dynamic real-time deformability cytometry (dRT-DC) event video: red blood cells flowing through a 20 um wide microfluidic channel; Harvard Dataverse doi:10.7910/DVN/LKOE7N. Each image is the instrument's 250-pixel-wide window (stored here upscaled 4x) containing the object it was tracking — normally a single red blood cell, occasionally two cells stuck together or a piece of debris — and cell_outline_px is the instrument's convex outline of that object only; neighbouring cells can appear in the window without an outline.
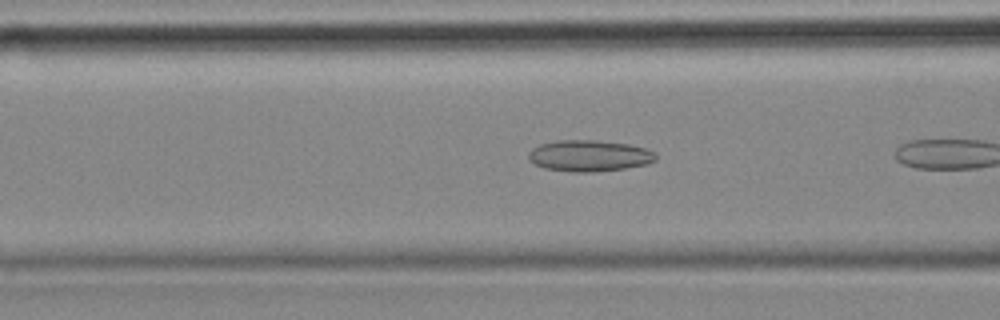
{"species": "common noctule bat (a hibernating species)", "species_latin": "Nyctalus noctula", "temperature_condition": "cold", "stored_images_in_passage": 6, "camera_frame_rate_fps": 3000, "um_per_image_px": 0.085, "animal": {"sex": "female", "body_mass_g": 18.4}, "frame": {"image": 1, "passage_image": 5, "time_ms": 1.333, "image_size_px": [1000, 320], "cell_outline_px": [[656, 160], [648, 164], [624, 168], [592, 172], [576, 172], [544, 168], [536, 164], [528, 156], [528, 152], [532, 148], [540, 144], [556, 140], [596, 140], [628, 144], [644, 148], [656, 152]], "centroid_in_image_um": [50.1, 13.23], "position_along_channel_um": 116.5, "area_um2": 23.12}}